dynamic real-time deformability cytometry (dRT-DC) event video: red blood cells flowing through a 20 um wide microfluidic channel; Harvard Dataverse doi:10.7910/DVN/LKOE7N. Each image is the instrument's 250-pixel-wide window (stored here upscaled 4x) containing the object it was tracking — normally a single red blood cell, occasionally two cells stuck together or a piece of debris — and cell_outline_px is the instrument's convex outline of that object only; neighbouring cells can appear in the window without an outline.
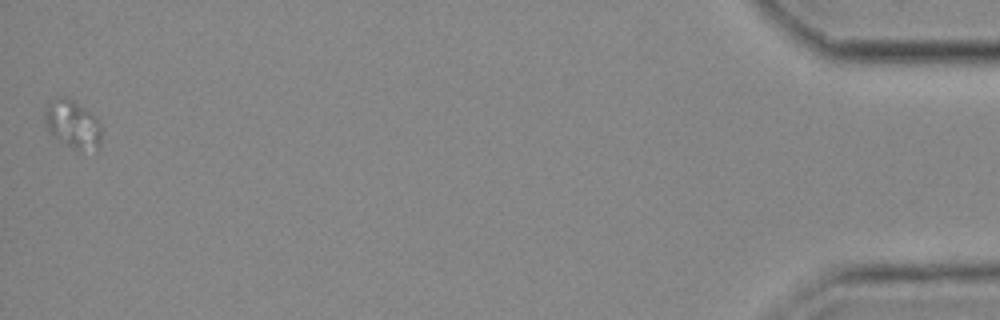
{"species": "common noctule bat (a hibernating species)", "species_latin": "Nyctalus noctula", "temperature_condition": "cold", "stored_images_in_passage": 55, "camera_frame_rate_fps": 3000, "um_per_image_px": 0.085, "animal": {"sex": "female", "body_mass_g": 25.1}, "frame": {"image": 1, "passage_image": 55, "time_ms": 18.0, "image_size_px": [1000, 320], "cell_outline_px": [[100, 144], [96, 148], [76, 148], [60, 140], [48, 132], [44, 120], [44, 108], [48, 104], [60, 96], [68, 96], [96, 116], [100, 124]], "centroid_in_image_um": [6.14, 10.48], "position_along_channel_um": 429.1, "area_um2": 15.49}}